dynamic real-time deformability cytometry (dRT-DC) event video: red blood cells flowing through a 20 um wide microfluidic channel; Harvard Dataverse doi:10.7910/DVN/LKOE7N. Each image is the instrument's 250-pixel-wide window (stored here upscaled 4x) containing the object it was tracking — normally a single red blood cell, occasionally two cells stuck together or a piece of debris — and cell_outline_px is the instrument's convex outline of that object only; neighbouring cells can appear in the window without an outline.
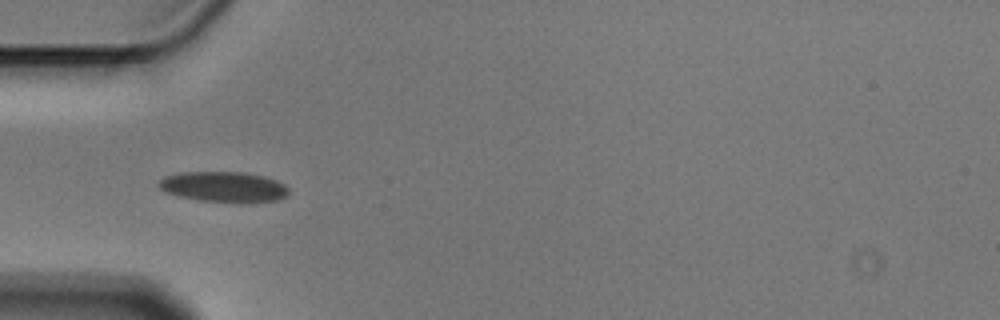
{"species": "Egyptian fruit bat (a non-hibernating species)", "species_latin": "Rousettus aegyptiacus", "temperature_condition": "cold", "stored_images_in_passage": 6, "camera_frame_rate_fps": 3000, "um_per_image_px": 0.085, "animal": {"sex": "male"}, "frame": {"image": 1, "passage_image": 5, "time_ms": 1.333, "image_size_px": [1000, 320], "cell_outline_px": [[288, 192], [284, 196], [276, 200], [240, 204], [200, 200], [180, 196], [164, 192], [156, 184], [164, 176], [180, 172], [244, 172], [264, 176], [276, 180], [284, 184], [288, 188]], "centroid_in_image_um": [19.0, 15.89], "position_along_channel_um": 66.0, "area_um2": 23.35}}
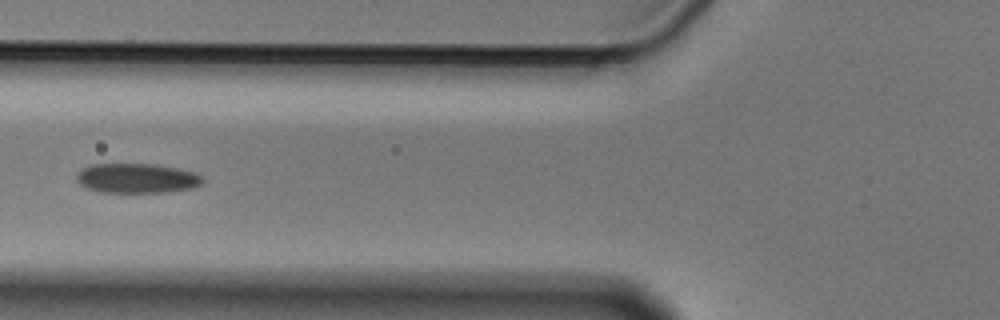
{"frame": {"image": 2, "passage_image": 6, "time_ms": 1.667, "image_size_px": [1000, 320], "cell_outline_px": [[204, 180], [200, 184], [192, 188], [164, 192], [100, 192], [88, 188], [80, 184], [76, 180], [76, 176], [80, 168], [92, 164], [156, 164], [180, 168], [196, 172], [204, 176]], "centroid_in_image_um": [11.65, 15.14], "position_along_channel_um": 114.1, "area_um2": 22.02}}